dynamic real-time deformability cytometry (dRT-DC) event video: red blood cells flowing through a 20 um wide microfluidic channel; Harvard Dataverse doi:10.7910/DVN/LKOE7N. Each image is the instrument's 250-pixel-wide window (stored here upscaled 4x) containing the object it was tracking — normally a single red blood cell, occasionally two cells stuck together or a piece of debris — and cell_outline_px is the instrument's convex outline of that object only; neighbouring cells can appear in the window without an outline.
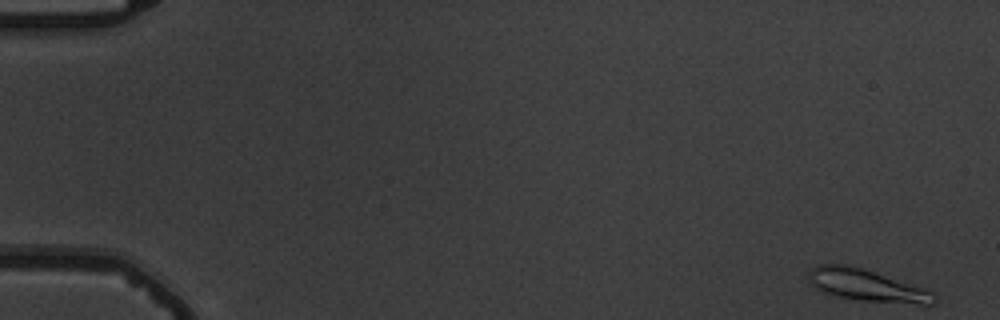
{"species": "common noctule bat (a hibernating species)", "species_latin": "Nyctalus noctula", "temperature_condition": "warm", "stored_images_in_passage": 5, "camera_frame_rate_fps": 3000, "um_per_image_px": 0.085, "animal": {"sex": "male", "body_mass_g": 19.5, "forearm_length_mm": 54.6}, "frame": {"image": 1, "passage_image": 1, "time_ms": 0.0, "image_size_px": [1000, 320], "cell_outline_px": [[936, 304], [924, 304], [860, 300], [828, 296], [816, 288], [808, 280], [808, 272], [812, 268], [820, 264], [844, 264], [860, 268], [924, 288], [936, 292]], "centroid_in_image_um": [73.63, 24.27], "position_along_channel_um": 11.4, "area_um2": 23.24}}